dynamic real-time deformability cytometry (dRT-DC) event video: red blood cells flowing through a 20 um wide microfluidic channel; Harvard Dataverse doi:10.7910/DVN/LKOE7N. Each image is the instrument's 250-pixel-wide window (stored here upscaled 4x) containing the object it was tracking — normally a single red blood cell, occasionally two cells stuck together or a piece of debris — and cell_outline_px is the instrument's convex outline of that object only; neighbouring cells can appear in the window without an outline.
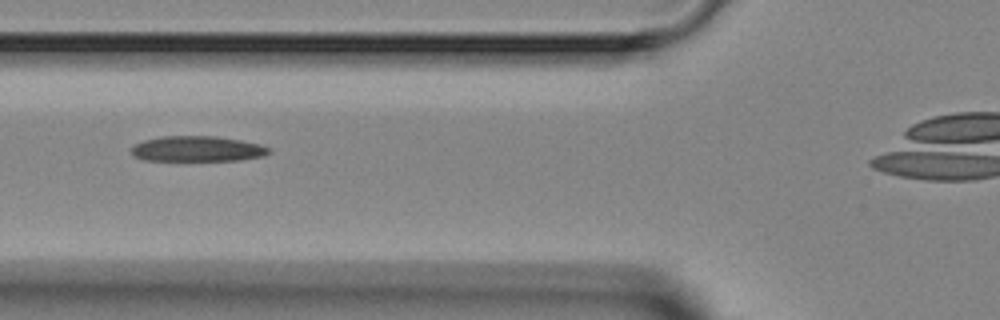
{"species": "Egyptian fruit bat (a non-hibernating species)", "species_latin": "Rousettus aegyptiacus", "temperature_condition": "room temperature", "stored_images_in_passage": 3, "camera_frame_rate_fps": 3000, "um_per_image_px": 0.085, "animal": {"sex": "female"}, "frame": {"image": 1, "passage_image": 3, "time_ms": 2.333, "image_size_px": [1000, 320], "cell_outline_px": [[272, 152], [264, 156], [240, 160], [144, 160], [132, 156], [132, 144], [144, 140], [160, 136], [216, 136], [240, 140], [260, 144], [268, 148]], "centroid_in_image_um": [16.75, 12.65], "position_along_channel_um": 109.0, "area_um2": 20.46}}